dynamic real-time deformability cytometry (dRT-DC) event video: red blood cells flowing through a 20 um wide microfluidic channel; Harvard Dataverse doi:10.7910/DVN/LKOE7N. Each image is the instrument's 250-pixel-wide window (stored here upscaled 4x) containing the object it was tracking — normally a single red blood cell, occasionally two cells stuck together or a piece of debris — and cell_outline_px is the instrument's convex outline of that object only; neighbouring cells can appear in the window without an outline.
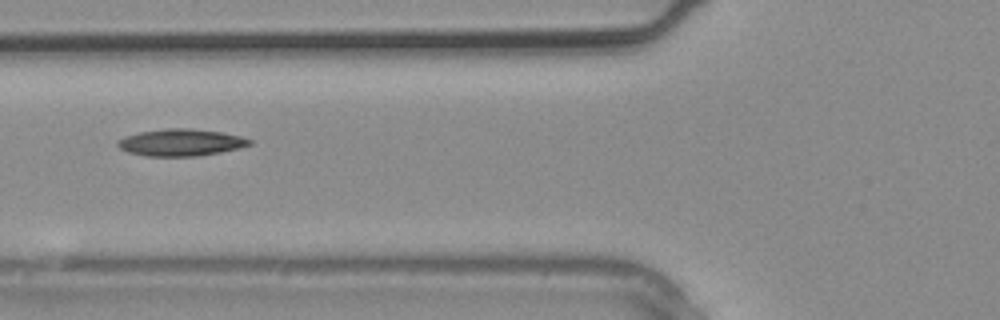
{"species": "common noctule bat (a hibernating species)", "species_latin": "Nyctalus noctula", "temperature_condition": "warm", "stored_images_in_passage": 4, "camera_frame_rate_fps": 3000, "um_per_image_px": 0.085, "animal": {"sex": "male", "body_mass_g": 20.4}, "frame": {"image": 1, "passage_image": 4, "time_ms": 1.0, "image_size_px": [1000, 320], "cell_outline_px": [[252, 144], [240, 148], [220, 152], [196, 156], [148, 156], [128, 152], [120, 148], [116, 144], [116, 140], [124, 136], [140, 132], [164, 128], [192, 128], [220, 132], [240, 136], [252, 140]], "centroid_in_image_um": [15.35, 12.1], "position_along_channel_um": 110.4, "area_um2": 20.75}}